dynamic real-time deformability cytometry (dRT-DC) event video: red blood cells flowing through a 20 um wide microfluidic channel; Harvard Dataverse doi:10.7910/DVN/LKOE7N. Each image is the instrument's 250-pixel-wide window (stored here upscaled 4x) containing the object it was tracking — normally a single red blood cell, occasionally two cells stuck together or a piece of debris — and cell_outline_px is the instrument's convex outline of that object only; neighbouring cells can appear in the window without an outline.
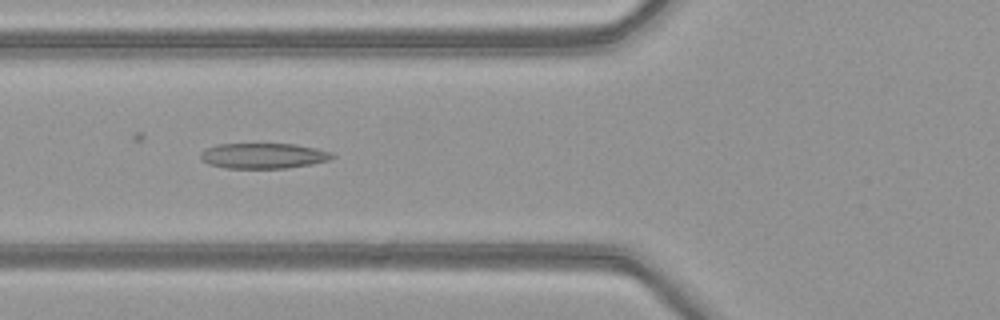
{"species": "common noctule bat (a hibernating species)", "species_latin": "Nyctalus noctula", "temperature_condition": "warm", "stored_images_in_passage": 52, "camera_frame_rate_fps": 3000, "um_per_image_px": 0.085, "animal": {"sex": "female", "body_mass_g": 21.9}, "frame": {"image": 1, "passage_image": 20, "time_ms": 6.333, "image_size_px": [1000, 320], "cell_outline_px": [[336, 156], [328, 160], [312, 164], [288, 168], [224, 168], [208, 164], [200, 160], [200, 152], [216, 144], [296, 144], [316, 148], [332, 152]], "centroid_in_image_um": [22.38, 13.24], "position_along_channel_um": 103.4, "area_um2": 19.65}}
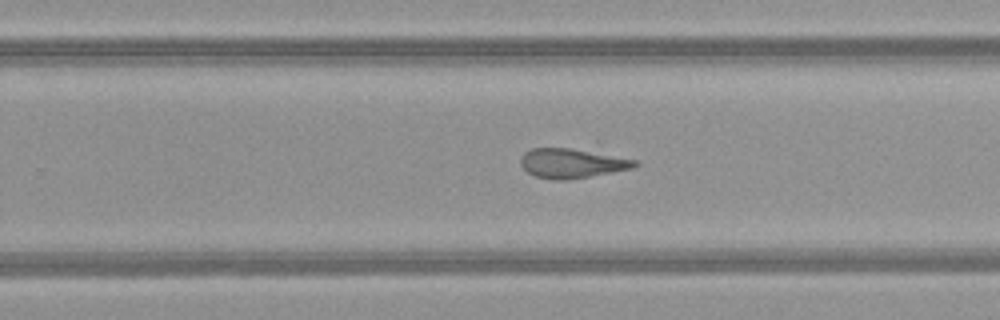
{"frame": {"image": 2, "passage_image": 33, "time_ms": 10.667, "image_size_px": [1000, 320], "cell_outline_px": [[640, 164], [632, 168], [612, 172], [568, 180], [556, 180], [536, 176], [528, 172], [520, 164], [520, 156], [524, 152], [532, 148], [572, 148], [636, 160]], "centroid_in_image_um": [48.57, 13.88], "position_along_channel_um": 281.2, "area_um2": 19.42}}
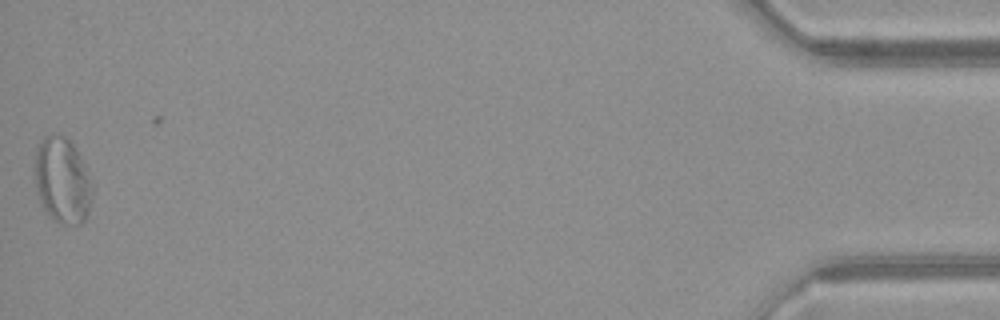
{"frame": {"image": 3, "passage_image": 51, "time_ms": 16.667, "image_size_px": [1000, 320], "cell_outline_px": [[96, 184], [88, 212], [84, 220], [80, 224], [60, 224], [44, 208], [36, 192], [32, 168], [36, 148], [44, 136], [64, 136], [72, 144], [84, 160]], "centroid_in_image_um": [5.32, 15.33], "position_along_channel_um": 429.9, "area_um2": 29.59}}